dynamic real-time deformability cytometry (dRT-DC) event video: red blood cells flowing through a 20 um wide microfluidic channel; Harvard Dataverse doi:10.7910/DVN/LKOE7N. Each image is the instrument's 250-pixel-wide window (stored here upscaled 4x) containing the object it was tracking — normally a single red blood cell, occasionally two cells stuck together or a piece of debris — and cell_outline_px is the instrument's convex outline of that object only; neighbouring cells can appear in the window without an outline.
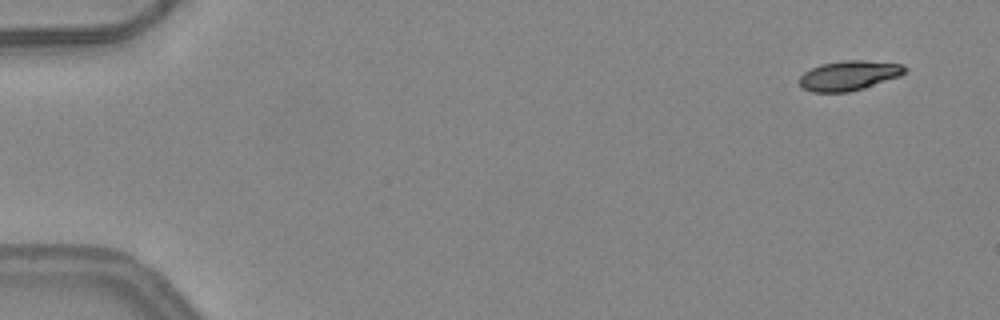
{"species": "common noctule bat (a hibernating species)", "species_latin": "Nyctalus noctula", "temperature_condition": "warm", "stored_images_in_passage": 5, "camera_frame_rate_fps": 3000, "um_per_image_px": 0.085, "animal": {"sex": "female", "body_mass_g": 24.6, "forearm_length_mm": 56.2}, "frame": {"image": 1, "passage_image": 1, "time_ms": 0.0, "image_size_px": [1000, 320], "cell_outline_px": [[908, 68], [900, 76], [848, 92], [812, 92], [804, 88], [800, 84], [800, 76], [804, 72], [820, 64], [840, 60], [864, 60], [904, 64]], "centroid_in_image_um": [72.16, 6.4], "position_along_channel_um": 12.8, "area_um2": 18.15}}
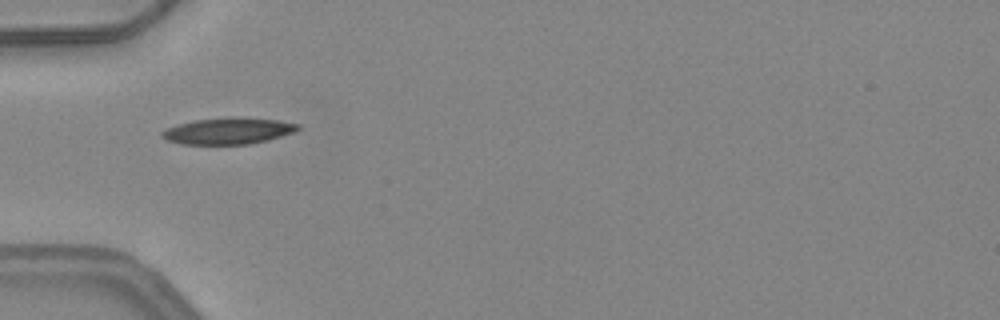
{"frame": {"image": 2, "passage_image": 5, "time_ms": 1.333, "image_size_px": [1000, 320], "cell_outline_px": [[300, 128], [296, 132], [268, 140], [248, 144], [184, 144], [168, 140], [160, 136], [160, 132], [164, 128], [176, 124], [196, 120], [228, 116], [240, 116], [276, 120], [300, 124]], "centroid_in_image_um": [19.4, 11.11], "position_along_channel_um": 65.6, "area_um2": 21.27}}